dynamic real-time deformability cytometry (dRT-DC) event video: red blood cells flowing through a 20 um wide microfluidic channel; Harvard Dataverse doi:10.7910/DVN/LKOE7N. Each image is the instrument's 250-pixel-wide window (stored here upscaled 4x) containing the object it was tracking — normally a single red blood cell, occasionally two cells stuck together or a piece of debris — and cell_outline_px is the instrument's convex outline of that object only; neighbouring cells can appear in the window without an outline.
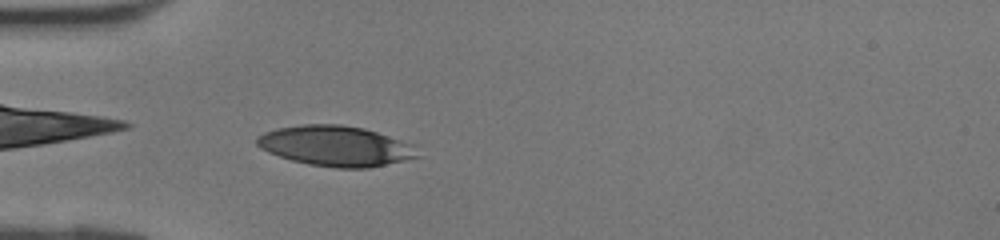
{"species": "human", "species_latin": "Homo sapiens", "temperature_condition": "room temperature", "stored_images_in_passage": 41, "camera_frame_rate_fps": 3000, "um_per_image_px": 0.085, "donor": {"sex": "female"}, "frame": {"image": 1, "passage_image": 12, "time_ms": 3.667, "image_size_px": [1000, 240], "cell_outline_px": [[420, 156], [368, 168], [336, 168], [308, 164], [292, 160], [268, 152], [260, 148], [256, 144], [256, 136], [264, 132], [276, 128], [300, 124], [340, 124], [364, 128], [412, 144]], "centroid_in_image_um": [28.47, 12.4], "position_along_channel_um": 56.5, "area_um2": 37.57}}
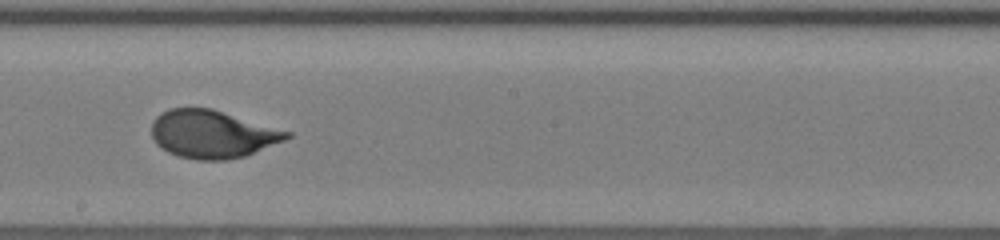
{"frame": {"image": 2, "passage_image": 23, "time_ms": 7.333, "image_size_px": [1000, 240], "cell_outline_px": [[292, 136], [284, 140], [244, 156], [228, 160], [196, 160], [176, 156], [160, 148], [152, 140], [152, 120], [160, 112], [168, 108], [212, 108], [292, 132]], "centroid_in_image_um": [18.0, 11.4], "position_along_channel_um": 230.2, "area_um2": 37.97}}
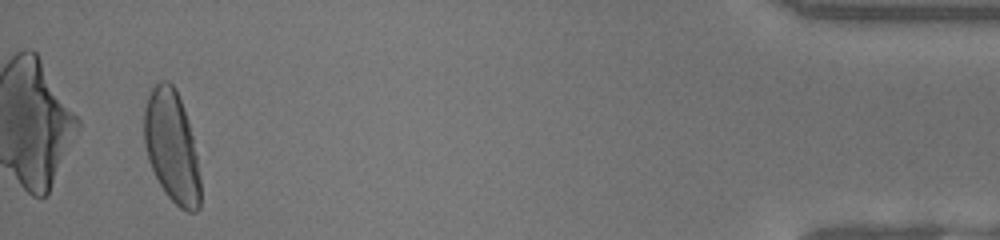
{"frame": {"image": 3, "passage_image": 39, "time_ms": 12.667, "image_size_px": [1000, 240], "cell_outline_px": [[200, 208], [196, 212], [188, 212], [180, 208], [164, 192], [148, 160], [144, 144], [144, 108], [148, 96], [152, 88], [160, 80], [168, 80], [176, 88], [192, 136], [200, 176]], "centroid_in_image_um": [14.59, 12.47], "position_along_channel_um": 420.6, "area_um2": 36.41}}